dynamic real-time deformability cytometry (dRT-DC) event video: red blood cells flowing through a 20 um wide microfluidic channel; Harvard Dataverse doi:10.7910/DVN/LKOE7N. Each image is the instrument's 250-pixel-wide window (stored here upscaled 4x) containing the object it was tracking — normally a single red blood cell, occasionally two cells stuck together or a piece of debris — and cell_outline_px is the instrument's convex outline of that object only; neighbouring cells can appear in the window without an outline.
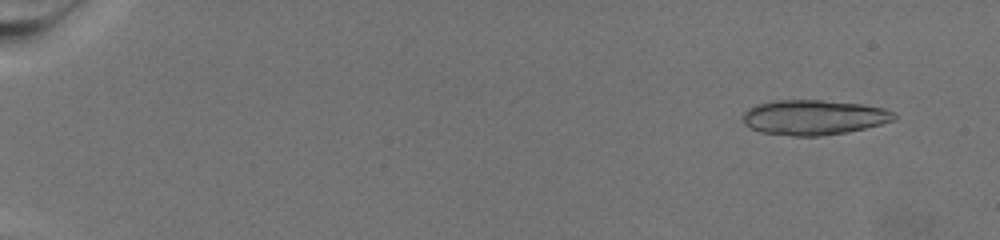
{"species": "common noctule bat (a hibernating species)", "species_latin": "Nyctalus noctula", "temperature_condition": "warm", "stored_images_in_passage": 30, "camera_frame_rate_fps": 3000, "um_per_image_px": 0.085, "animal": {"sex": "female", "body_mass_g": 19.5, "forearm_length_mm": 54.1}, "frame": {"image": 1, "passage_image": 6, "time_ms": 1.667, "image_size_px": [1000, 240], "cell_outline_px": [[896, 116], [892, 120], [880, 124], [848, 132], [820, 136], [792, 136], [760, 132], [744, 124], [740, 116], [748, 108], [756, 104], [772, 100], [824, 100], [860, 104], [884, 108], [896, 112]], "centroid_in_image_um": [69.12, 9.97], "position_along_channel_um": 15.9, "area_um2": 31.04}}
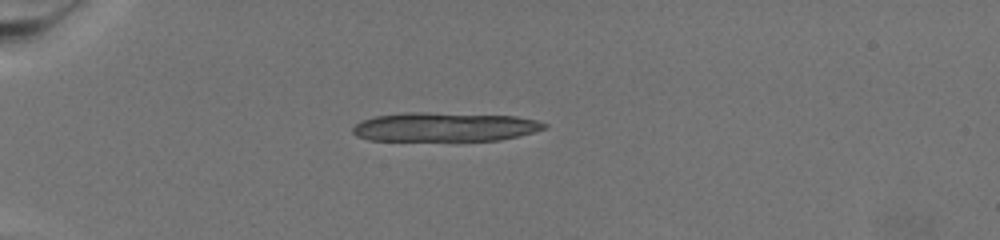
{"frame": {"image": 2, "passage_image": 23, "time_ms": 7.333, "image_size_px": [1000, 240], "cell_outline_px": [[548, 128], [500, 140], [368, 140], [356, 136], [352, 132], [352, 128], [360, 120], [376, 116], [404, 112], [428, 112], [516, 116], [536, 120], [548, 124]], "centroid_in_image_um": [37.77, 10.78], "position_along_channel_um": 47.2, "area_um2": 32.43}}